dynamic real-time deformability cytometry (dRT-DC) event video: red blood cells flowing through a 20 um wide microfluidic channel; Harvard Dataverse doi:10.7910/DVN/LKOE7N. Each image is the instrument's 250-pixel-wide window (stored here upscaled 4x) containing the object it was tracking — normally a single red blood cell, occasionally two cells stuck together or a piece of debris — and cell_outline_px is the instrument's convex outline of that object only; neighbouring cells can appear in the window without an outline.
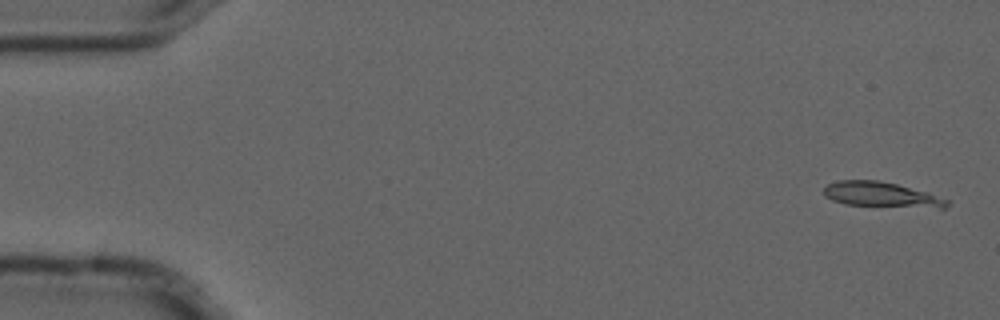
{"species": "common noctule bat (a hibernating species)", "species_latin": "Nyctalus noctula", "temperature_condition": "cold", "stored_images_in_passage": 5, "camera_frame_rate_fps": 3000, "um_per_image_px": 0.085, "animal": {"sex": "male", "forearm_length_mm": 52.5}, "frame": {"image": 1, "passage_image": 1, "time_ms": 0.0, "image_size_px": [1000, 320], "cell_outline_px": [[952, 200], [944, 208], [940, 208], [844, 204], [832, 200], [824, 196], [824, 188], [828, 184], [840, 180], [876, 180], [896, 184], [928, 192]], "centroid_in_image_um": [74.95, 16.54], "position_along_channel_um": 10.1, "area_um2": 17.92}}